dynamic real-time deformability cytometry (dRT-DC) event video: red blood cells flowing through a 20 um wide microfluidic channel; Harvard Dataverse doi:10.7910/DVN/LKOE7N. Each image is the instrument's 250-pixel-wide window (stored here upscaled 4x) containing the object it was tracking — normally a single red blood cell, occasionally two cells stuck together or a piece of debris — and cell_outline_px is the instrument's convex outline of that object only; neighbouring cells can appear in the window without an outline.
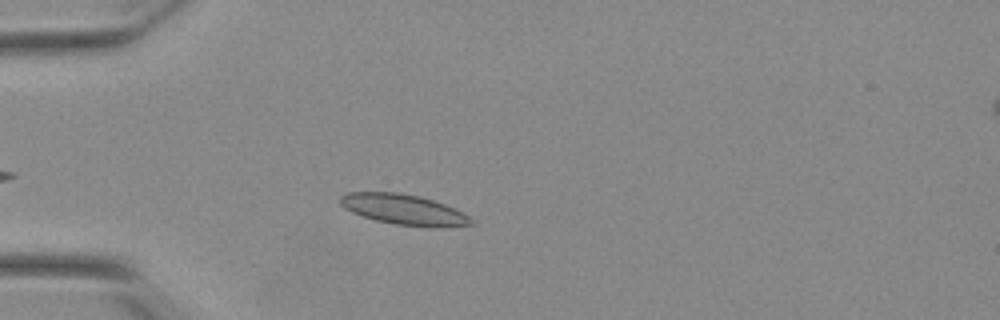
{"species": "Egyptian fruit bat (a non-hibernating species)", "species_latin": "Rousettus aegyptiacus", "temperature_condition": "warm", "stored_images_in_passage": 43, "camera_frame_rate_fps": 3000, "um_per_image_px": 0.085, "animal": {"sex": "female"}, "frame": {"image": 1, "passage_image": 8, "time_ms": 2.333, "image_size_px": [1000, 320], "cell_outline_px": [[476, 224], [440, 228], [432, 228], [396, 224], [376, 220], [352, 212], [344, 208], [340, 204], [340, 196], [348, 192], [396, 192], [416, 196], [432, 200], [444, 204], [468, 216]], "centroid_in_image_um": [34.31, 17.82], "position_along_channel_um": 50.7, "area_um2": 23.0}}
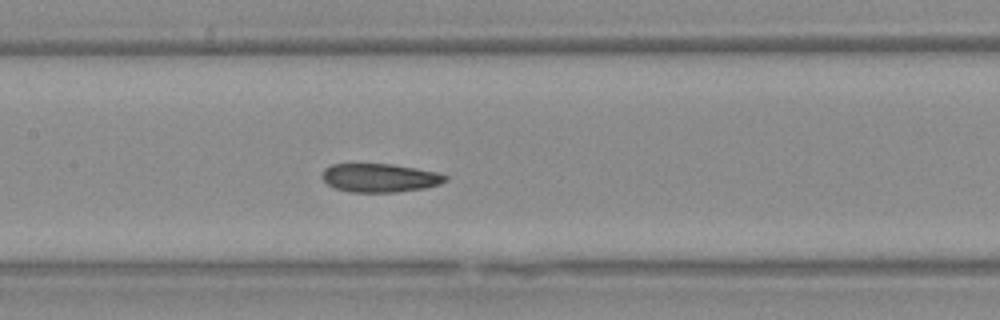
{"frame": {"image": 2, "passage_image": 19, "time_ms": 6.0, "image_size_px": [1000, 320], "cell_outline_px": [[448, 180], [440, 184], [424, 188], [396, 192], [348, 192], [336, 188], [328, 184], [324, 180], [324, 168], [332, 164], [392, 164], [436, 172], [448, 176]], "centroid_in_image_um": [32.31, 15.12], "position_along_channel_um": 175.1, "area_um2": 20.35}}
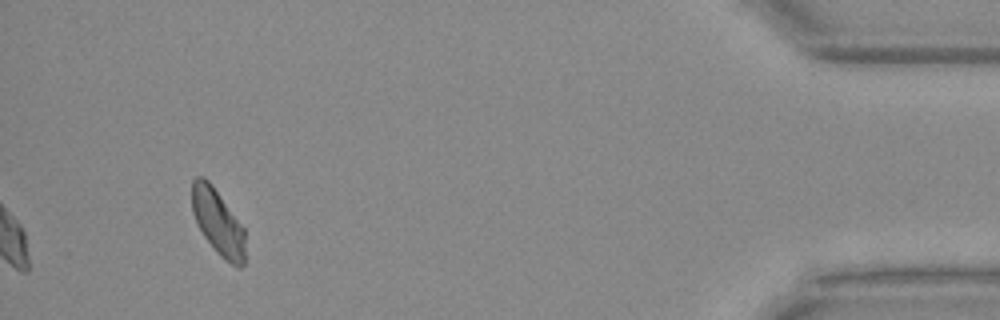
{"frame": {"image": 3, "passage_image": 43, "time_ms": 14.0, "image_size_px": [1000, 320], "cell_outline_px": [[244, 264], [240, 268], [232, 264], [220, 256], [216, 252], [204, 236], [192, 212], [192, 180], [196, 176], [204, 176], [212, 184], [244, 228]], "centroid_in_image_um": [18.51, 18.86], "position_along_channel_um": 416.7, "area_um2": 20.17}, "authors_computed_cell_mechanics": {"area_um2": 20.808, "velocity_mm_per_s": 3.8366, "shape_relaxation_time_tau1_ms": null, "shape_relaxation_time_tau2_ms": 4.4417, "deformation_change_tau1": null, "deformation_change_tau2": 0.084}}